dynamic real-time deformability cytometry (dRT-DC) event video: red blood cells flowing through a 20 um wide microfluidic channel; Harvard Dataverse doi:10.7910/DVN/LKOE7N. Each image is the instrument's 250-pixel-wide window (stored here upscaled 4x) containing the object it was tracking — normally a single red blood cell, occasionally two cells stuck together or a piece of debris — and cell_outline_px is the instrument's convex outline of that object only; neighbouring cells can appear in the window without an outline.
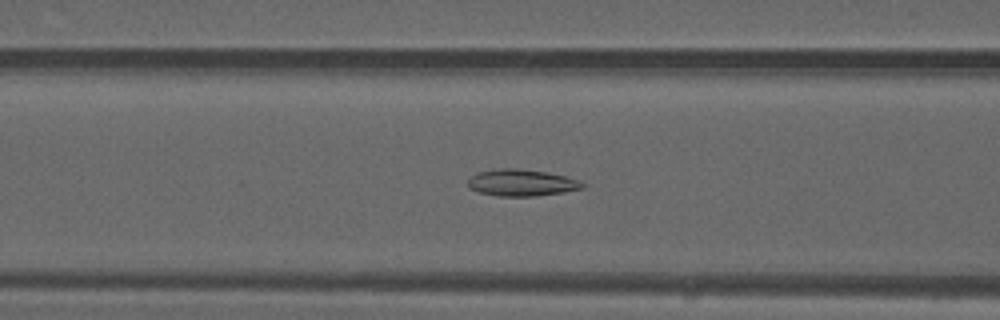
{"species": "common noctule bat (a hibernating species)", "species_latin": "Nyctalus noctula", "temperature_condition": "warm", "stored_images_in_passage": 50, "camera_frame_rate_fps": 3000, "um_per_image_px": 0.085, "animal": {"sex": "male", "forearm_length_mm": 52.5}, "frame": {"image": 1, "passage_image": 20, "time_ms": 6.333, "image_size_px": [1000, 320], "cell_outline_px": [[584, 188], [564, 192], [536, 196], [496, 196], [480, 192], [468, 188], [468, 180], [476, 172], [500, 168], [516, 168], [548, 172], [580, 180], [584, 184]], "centroid_in_image_um": [44.33, 15.53], "position_along_channel_um": 122.3, "area_um2": 17.92}}
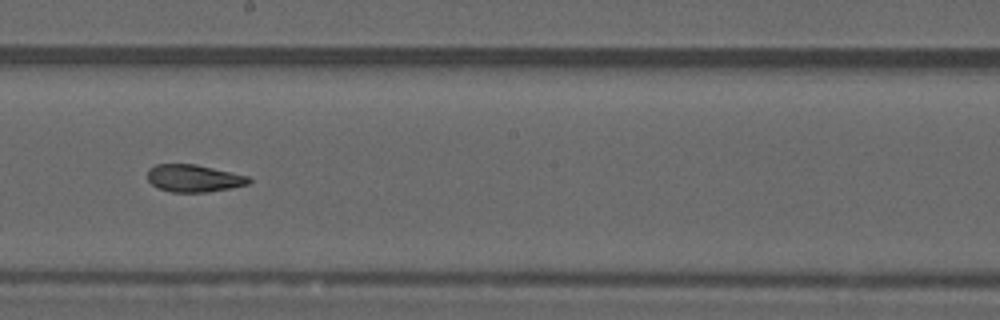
{"frame": {"image": 2, "passage_image": 28, "time_ms": 9.0, "image_size_px": [1000, 320], "cell_outline_px": [[252, 180], [248, 184], [232, 188], [204, 192], [172, 192], [160, 188], [152, 184], [148, 180], [148, 168], [156, 164], [196, 164], [248, 176]], "centroid_in_image_um": [16.47, 15.15], "position_along_channel_um": 231.7, "area_um2": 16.07}}
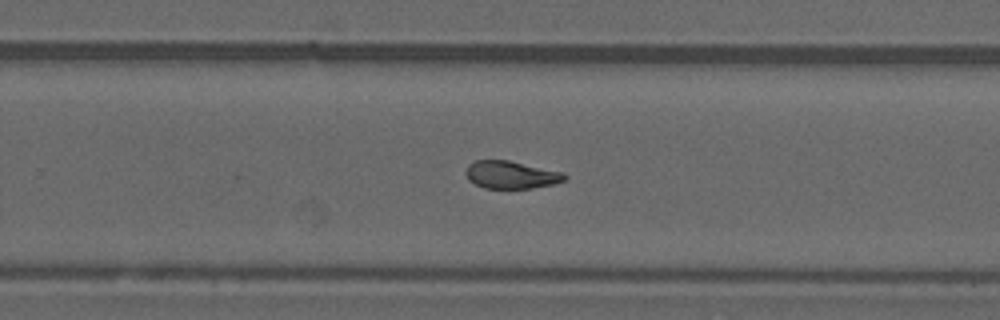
{"frame": {"image": 3, "passage_image": 32, "time_ms": 10.333, "image_size_px": [1000, 320], "cell_outline_px": [[568, 176], [564, 180], [556, 184], [532, 188], [484, 188], [468, 180], [464, 172], [468, 164], [476, 160], [508, 160], [564, 172]], "centroid_in_image_um": [43.44, 14.85], "position_along_channel_um": 286.4, "area_um2": 16.07}, "authors_computed_cell_mechanics": {"area_um2": 17.2822, "velocity_mm_per_s": 4.1126, "shape_relaxation_time_tau1_ms": null, "shape_relaxation_time_tau2_ms": 1.9497, "deformation_change_tau1": null, "deformation_change_tau2": 0.0878}}